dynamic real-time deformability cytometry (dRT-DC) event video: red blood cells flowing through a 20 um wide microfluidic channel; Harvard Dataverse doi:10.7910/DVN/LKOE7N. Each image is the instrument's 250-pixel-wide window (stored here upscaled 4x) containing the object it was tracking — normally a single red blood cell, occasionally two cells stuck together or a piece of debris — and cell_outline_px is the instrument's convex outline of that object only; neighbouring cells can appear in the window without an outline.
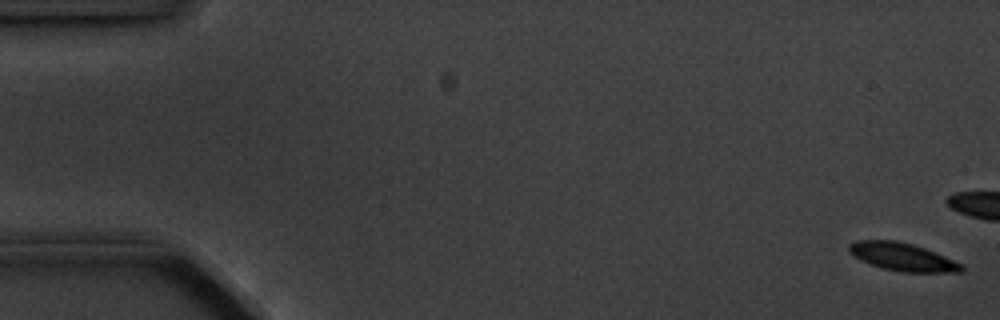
{"species": "common noctule bat (a hibernating species)", "species_latin": "Nyctalus noctula", "temperature_condition": "cold", "stored_images_in_passage": 6, "segment_of_instrument_passage": [2, 2], "camera_frame_rate_fps": 3000, "um_per_image_px": 0.085, "animal": {"sex": "male", "body_mass_g": 20.1, "forearm_length_mm": 53.5}, "frame": {"image": 1, "passage_image": 6, "time_ms": 6.0, "image_size_px": [1000, 320], "cell_outline_px": [[964, 272], [900, 272], [880, 268], [868, 264], [852, 256], [848, 252], [848, 244], [856, 240], [896, 240], [912, 244], [936, 252], [960, 264], [964, 268]], "centroid_in_image_um": [76.63, 21.83], "position_along_channel_um": 8.4, "area_um2": 18.5}}